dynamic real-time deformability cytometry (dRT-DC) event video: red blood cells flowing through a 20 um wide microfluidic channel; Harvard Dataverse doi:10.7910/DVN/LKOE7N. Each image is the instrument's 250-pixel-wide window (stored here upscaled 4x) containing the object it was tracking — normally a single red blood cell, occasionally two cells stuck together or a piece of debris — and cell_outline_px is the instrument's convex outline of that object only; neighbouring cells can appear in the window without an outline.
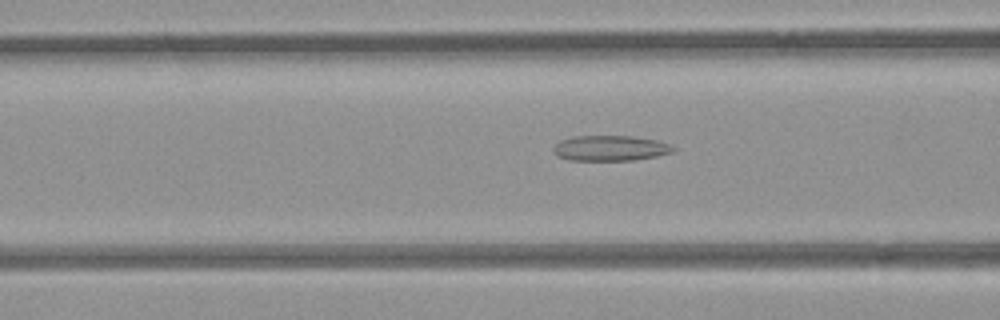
{"species": "common noctule bat (a hibernating species)", "species_latin": "Nyctalus noctula", "temperature_condition": "room temperature", "stored_images_in_passage": 54, "camera_frame_rate_fps": 3000, "um_per_image_px": 0.085, "animal": {"sex": "female", "body_mass_g": 21.9}, "frame": {"image": 1, "passage_image": 21, "time_ms": 6.667, "image_size_px": [1000, 320], "cell_outline_px": [[676, 152], [656, 156], [632, 160], [572, 160], [560, 156], [552, 152], [552, 148], [560, 140], [572, 136], [632, 136], [656, 140], [668, 144], [676, 148]], "centroid_in_image_um": [51.88, 12.59], "position_along_channel_um": 114.7, "area_um2": 17.69}}
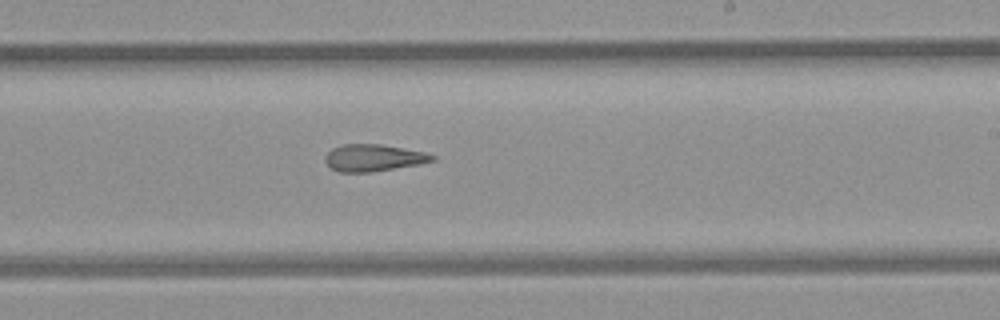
{"frame": {"image": 2, "passage_image": 32, "time_ms": 10.333, "image_size_px": [1000, 320], "cell_outline_px": [[436, 160], [420, 164], [372, 172], [340, 172], [332, 168], [324, 160], [324, 156], [332, 148], [340, 144], [380, 144], [404, 148], [424, 152], [436, 156]], "centroid_in_image_um": [31.75, 13.41], "position_along_channel_um": 257.3, "area_um2": 16.88}}
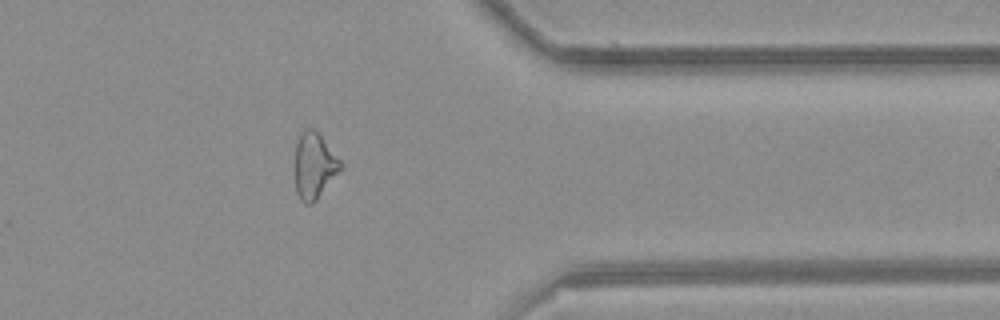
{"frame": {"image": 3, "passage_image": 43, "time_ms": 14.0, "image_size_px": [1000, 320], "cell_outline_px": [[344, 168], [316, 200], [312, 204], [304, 204], [300, 200], [296, 192], [296, 144], [300, 132], [304, 128], [312, 128], [320, 136], [344, 164]], "centroid_in_image_um": [26.73, 14.11], "position_along_channel_um": 384.7, "area_um2": 17.57}, "authors_computed_cell_mechanics": {"area_um2": 18.8717, "velocity_mm_per_s": 3.8887, "shape_relaxation_time_tau1_ms": null, "shape_relaxation_time_tau2_ms": 5.1896, "deformation_change_tau1": null, "deformation_change_tau2": 0.1667}}